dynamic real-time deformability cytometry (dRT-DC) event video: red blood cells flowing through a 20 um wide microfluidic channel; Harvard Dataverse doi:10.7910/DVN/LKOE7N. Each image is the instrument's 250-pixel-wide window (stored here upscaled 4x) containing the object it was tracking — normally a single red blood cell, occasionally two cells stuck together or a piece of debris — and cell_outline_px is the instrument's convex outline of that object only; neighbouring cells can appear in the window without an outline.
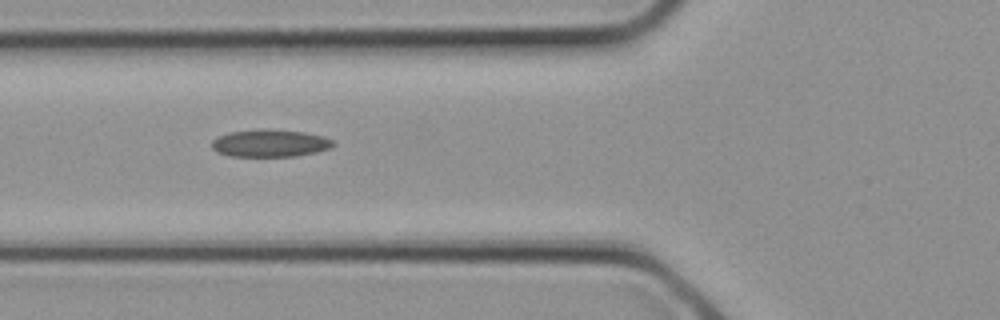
{"species": "common noctule bat (a hibernating species)", "species_latin": "Nyctalus noctula", "temperature_condition": "cold", "stored_images_in_passage": 4, "camera_frame_rate_fps": 3000, "um_per_image_px": 0.085, "animal": {"sex": "female", "body_mass_g": 21.9}, "frame": {"image": 1, "passage_image": 4, "time_ms": 1.0, "image_size_px": [1000, 320], "cell_outline_px": [[336, 144], [328, 148], [316, 152], [296, 156], [228, 156], [216, 152], [212, 148], [212, 140], [216, 136], [228, 132], [260, 128], [304, 132], [324, 136], [332, 140]], "centroid_in_image_um": [22.9, 12.16], "position_along_channel_um": 102.9, "area_um2": 19.59}}